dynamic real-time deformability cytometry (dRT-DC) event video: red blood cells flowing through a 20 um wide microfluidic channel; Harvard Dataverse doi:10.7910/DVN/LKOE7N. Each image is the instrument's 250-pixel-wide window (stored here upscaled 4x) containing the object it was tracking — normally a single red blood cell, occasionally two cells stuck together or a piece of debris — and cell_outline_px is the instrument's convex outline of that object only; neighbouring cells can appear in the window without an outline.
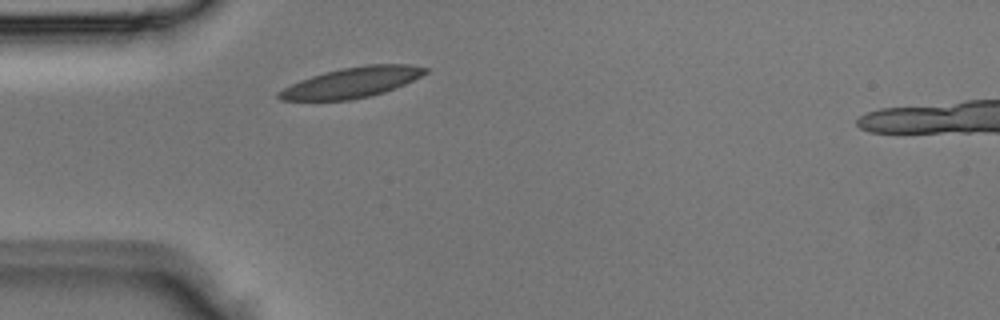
{"species": "Egyptian fruit bat (a non-hibernating species)", "species_latin": "Rousettus aegyptiacus", "temperature_condition": "room temperature", "stored_images_in_passage": 1, "camera_frame_rate_fps": 3000, "um_per_image_px": 0.085, "animal": {"sex": "male"}, "frame": {"image": 1, "passage_image": 1, "time_ms": 0.0, "image_size_px": [1000, 320], "cell_outline_px": [[428, 72], [404, 84], [384, 92], [352, 100], [280, 100], [276, 96], [276, 92], [300, 80], [324, 72], [344, 68], [368, 64], [408, 64], [428, 68]], "centroid_in_image_um": [29.89, 7.01], "position_along_channel_um": 55.1, "area_um2": 25.61}}